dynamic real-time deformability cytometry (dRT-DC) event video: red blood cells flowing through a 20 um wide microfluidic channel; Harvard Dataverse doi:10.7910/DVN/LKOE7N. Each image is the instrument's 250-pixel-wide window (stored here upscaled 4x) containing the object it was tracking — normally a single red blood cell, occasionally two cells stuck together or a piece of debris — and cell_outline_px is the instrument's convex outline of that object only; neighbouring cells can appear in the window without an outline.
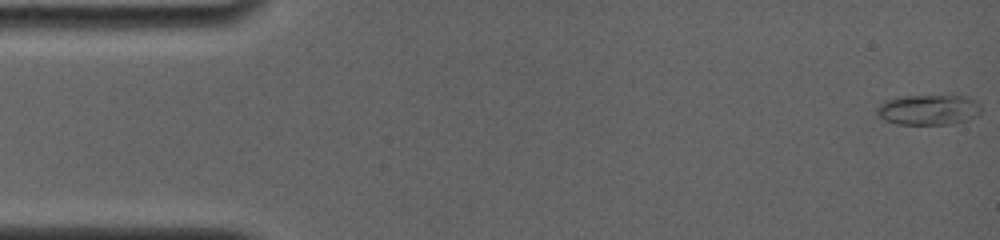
{"species": "common noctule bat (a hibernating species)", "species_latin": "Nyctalus noctula", "temperature_condition": "room temperature", "stored_images_in_passage": 10, "camera_frame_rate_fps": 4000, "um_per_image_px": 0.085, "animal": {"sex": "female", "body_mass_g": 19.0, "forearm_length_mm": 56.7}, "frame": {"image": 1, "passage_image": 1, "time_ms": 0.0, "image_size_px": [1000, 240], "cell_outline_px": [[980, 116], [956, 124], [896, 124], [884, 120], [876, 112], [880, 104], [888, 100], [904, 96], [964, 96], [976, 104], [980, 108]], "centroid_in_image_um": [78.93, 9.36], "position_along_channel_um": 6.1, "area_um2": 18.15}}
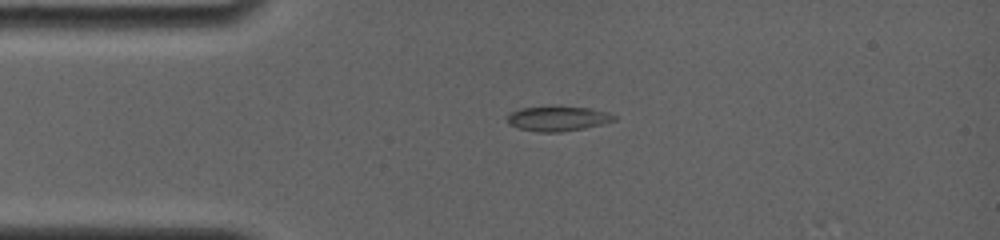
{"frame": {"image": 2, "passage_image": 7, "time_ms": 3.5, "image_size_px": [1000, 240], "cell_outline_px": [[616, 120], [584, 128], [560, 132], [540, 132], [516, 128], [508, 124], [508, 116], [512, 112], [520, 108], [556, 104], [588, 108], [604, 112], [616, 116]], "centroid_in_image_um": [47.36, 10.05], "position_along_channel_um": 37.6, "area_um2": 15.78}}
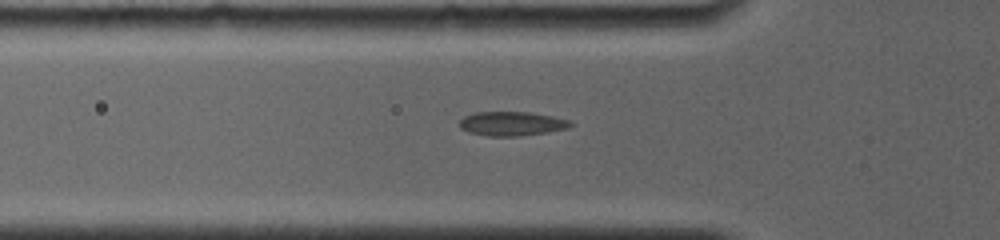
{"frame": {"image": 3, "passage_image": 10, "time_ms": 5.25, "image_size_px": [1000, 240], "cell_outline_px": [[572, 124], [568, 128], [548, 132], [520, 136], [488, 136], [468, 132], [460, 128], [460, 120], [464, 116], [476, 112], [528, 112], [552, 116], [568, 120]], "centroid_in_image_um": [43.47, 10.51], "position_along_channel_um": 82.3, "area_um2": 15.55}}